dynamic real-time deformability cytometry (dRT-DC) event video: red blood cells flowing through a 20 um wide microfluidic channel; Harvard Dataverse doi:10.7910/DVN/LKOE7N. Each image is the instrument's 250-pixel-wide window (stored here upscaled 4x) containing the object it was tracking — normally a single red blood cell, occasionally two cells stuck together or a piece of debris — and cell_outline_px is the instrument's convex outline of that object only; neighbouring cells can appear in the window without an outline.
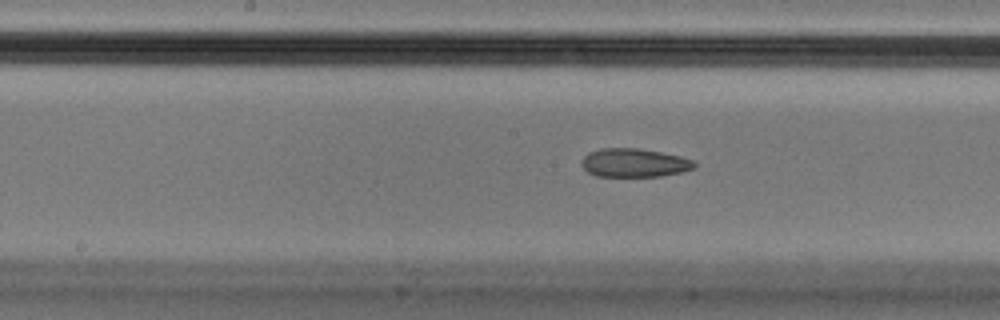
{"species": "Egyptian fruit bat (a non-hibernating species)", "species_latin": "Rousettus aegyptiacus", "temperature_condition": "cold", "stored_images_in_passage": 39, "camera_frame_rate_fps": 3000, "um_per_image_px": 0.085, "animal": {"sex": "male"}, "frame": {"image": 1, "passage_image": 23, "time_ms": 7.333, "image_size_px": [1000, 320], "cell_outline_px": [[696, 168], [680, 172], [660, 176], [596, 176], [588, 172], [584, 168], [584, 156], [588, 152], [600, 148], [640, 148], [680, 156], [692, 160], [696, 164]], "centroid_in_image_um": [53.93, 13.83], "position_along_channel_um": 194.3, "area_um2": 18.61}}